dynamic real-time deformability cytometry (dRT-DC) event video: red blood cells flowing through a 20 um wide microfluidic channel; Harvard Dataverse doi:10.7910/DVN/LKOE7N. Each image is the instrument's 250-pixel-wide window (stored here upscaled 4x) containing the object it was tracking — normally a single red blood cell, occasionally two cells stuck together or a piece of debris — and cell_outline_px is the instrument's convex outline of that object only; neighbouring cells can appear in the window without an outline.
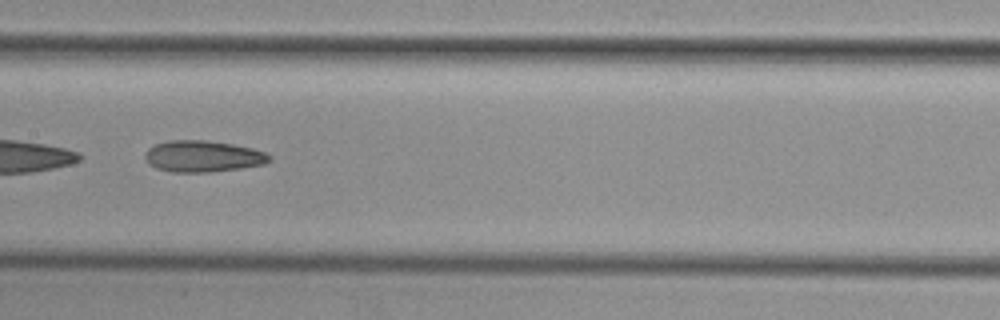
{"species": "common noctule bat (a hibernating species)", "species_latin": "Nyctalus noctula", "temperature_condition": "cold", "stored_images_in_passage": 28, "camera_frame_rate_fps": 3000, "um_per_image_px": 0.085, "animal": {"sex": "female", "body_mass_g": 29.2, "forearm_length_mm": 56.3}, "frame": {"image": 1, "passage_image": 12, "time_ms": 3.667, "image_size_px": [1000, 320], "cell_outline_px": [[272, 156], [264, 164], [240, 168], [212, 172], [172, 172], [156, 168], [148, 164], [144, 156], [144, 152], [148, 148], [156, 144], [168, 140], [204, 140], [232, 144], [252, 148], [264, 152]], "centroid_in_image_um": [17.2, 13.28], "position_along_channel_um": 190.2, "area_um2": 22.77}, "authors_computed_cell_mechanics": {"area_um2": 22.3397, "velocity_mm_per_s": 3.7723, "shape_relaxation_time_tau1_ms": null, "shape_relaxation_time_tau2_ms": 10.2494, "deformation_change_tau1": null, "deformation_change_tau2": 0.2212}}